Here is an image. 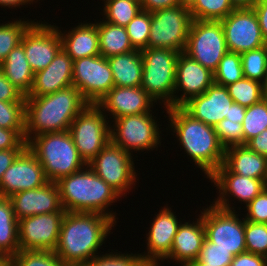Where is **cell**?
<instances>
[{
	"instance_id": "1",
	"label": "cell",
	"mask_w": 267,
	"mask_h": 266,
	"mask_svg": "<svg viewBox=\"0 0 267 266\" xmlns=\"http://www.w3.org/2000/svg\"><path fill=\"white\" fill-rule=\"evenodd\" d=\"M115 224L104 214L66 212L54 252L67 266H83L99 255Z\"/></svg>"
},
{
	"instance_id": "2",
	"label": "cell",
	"mask_w": 267,
	"mask_h": 266,
	"mask_svg": "<svg viewBox=\"0 0 267 266\" xmlns=\"http://www.w3.org/2000/svg\"><path fill=\"white\" fill-rule=\"evenodd\" d=\"M88 104L74 85L41 97H26V142L43 133L68 131Z\"/></svg>"
},
{
	"instance_id": "3",
	"label": "cell",
	"mask_w": 267,
	"mask_h": 266,
	"mask_svg": "<svg viewBox=\"0 0 267 266\" xmlns=\"http://www.w3.org/2000/svg\"><path fill=\"white\" fill-rule=\"evenodd\" d=\"M166 113L169 130L176 134L187 156L209 178L223 164L225 155L215 128L193 118L182 107L167 108Z\"/></svg>"
},
{
	"instance_id": "4",
	"label": "cell",
	"mask_w": 267,
	"mask_h": 266,
	"mask_svg": "<svg viewBox=\"0 0 267 266\" xmlns=\"http://www.w3.org/2000/svg\"><path fill=\"white\" fill-rule=\"evenodd\" d=\"M56 183L62 208L66 212L104 214L117 222L116 211L113 213L108 207L122 196L88 165Z\"/></svg>"
},
{
	"instance_id": "5",
	"label": "cell",
	"mask_w": 267,
	"mask_h": 266,
	"mask_svg": "<svg viewBox=\"0 0 267 266\" xmlns=\"http://www.w3.org/2000/svg\"><path fill=\"white\" fill-rule=\"evenodd\" d=\"M27 147L37 157L50 182H57L87 165L74 145L69 131L37 135L27 143Z\"/></svg>"
},
{
	"instance_id": "6",
	"label": "cell",
	"mask_w": 267,
	"mask_h": 266,
	"mask_svg": "<svg viewBox=\"0 0 267 266\" xmlns=\"http://www.w3.org/2000/svg\"><path fill=\"white\" fill-rule=\"evenodd\" d=\"M141 54V87L156 104L163 103L164 110L174 107L176 64L180 52L166 48H146L141 50Z\"/></svg>"
},
{
	"instance_id": "7",
	"label": "cell",
	"mask_w": 267,
	"mask_h": 266,
	"mask_svg": "<svg viewBox=\"0 0 267 266\" xmlns=\"http://www.w3.org/2000/svg\"><path fill=\"white\" fill-rule=\"evenodd\" d=\"M109 122L97 104H88L72 121L68 131L86 164L110 142Z\"/></svg>"
},
{
	"instance_id": "8",
	"label": "cell",
	"mask_w": 267,
	"mask_h": 266,
	"mask_svg": "<svg viewBox=\"0 0 267 266\" xmlns=\"http://www.w3.org/2000/svg\"><path fill=\"white\" fill-rule=\"evenodd\" d=\"M152 112L129 115L112 120L110 125V141L121 147L130 155L134 150L149 151L161 145L159 125ZM160 143V144H159Z\"/></svg>"
},
{
	"instance_id": "9",
	"label": "cell",
	"mask_w": 267,
	"mask_h": 266,
	"mask_svg": "<svg viewBox=\"0 0 267 266\" xmlns=\"http://www.w3.org/2000/svg\"><path fill=\"white\" fill-rule=\"evenodd\" d=\"M192 21L189 8L181 5L151 12L147 48H166L184 52Z\"/></svg>"
},
{
	"instance_id": "10",
	"label": "cell",
	"mask_w": 267,
	"mask_h": 266,
	"mask_svg": "<svg viewBox=\"0 0 267 266\" xmlns=\"http://www.w3.org/2000/svg\"><path fill=\"white\" fill-rule=\"evenodd\" d=\"M184 52L214 73L228 52L221 22L193 20Z\"/></svg>"
},
{
	"instance_id": "11",
	"label": "cell",
	"mask_w": 267,
	"mask_h": 266,
	"mask_svg": "<svg viewBox=\"0 0 267 266\" xmlns=\"http://www.w3.org/2000/svg\"><path fill=\"white\" fill-rule=\"evenodd\" d=\"M202 210L205 237L210 242L234 256L246 252L245 219H239L236 210H225L213 203Z\"/></svg>"
},
{
	"instance_id": "12",
	"label": "cell",
	"mask_w": 267,
	"mask_h": 266,
	"mask_svg": "<svg viewBox=\"0 0 267 266\" xmlns=\"http://www.w3.org/2000/svg\"><path fill=\"white\" fill-rule=\"evenodd\" d=\"M133 159L110 141L87 165L123 197L138 180Z\"/></svg>"
},
{
	"instance_id": "13",
	"label": "cell",
	"mask_w": 267,
	"mask_h": 266,
	"mask_svg": "<svg viewBox=\"0 0 267 266\" xmlns=\"http://www.w3.org/2000/svg\"><path fill=\"white\" fill-rule=\"evenodd\" d=\"M72 84L89 104L99 101L114 87L113 73L102 55L73 61Z\"/></svg>"
},
{
	"instance_id": "14",
	"label": "cell",
	"mask_w": 267,
	"mask_h": 266,
	"mask_svg": "<svg viewBox=\"0 0 267 266\" xmlns=\"http://www.w3.org/2000/svg\"><path fill=\"white\" fill-rule=\"evenodd\" d=\"M220 22L229 52L241 54L267 44L253 8L234 9Z\"/></svg>"
},
{
	"instance_id": "15",
	"label": "cell",
	"mask_w": 267,
	"mask_h": 266,
	"mask_svg": "<svg viewBox=\"0 0 267 266\" xmlns=\"http://www.w3.org/2000/svg\"><path fill=\"white\" fill-rule=\"evenodd\" d=\"M66 211L33 215L18 220L20 250L55 251Z\"/></svg>"
},
{
	"instance_id": "16",
	"label": "cell",
	"mask_w": 267,
	"mask_h": 266,
	"mask_svg": "<svg viewBox=\"0 0 267 266\" xmlns=\"http://www.w3.org/2000/svg\"><path fill=\"white\" fill-rule=\"evenodd\" d=\"M21 43L27 62L34 73L45 69L62 49L59 31L54 26L40 21L33 22L24 32Z\"/></svg>"
},
{
	"instance_id": "17",
	"label": "cell",
	"mask_w": 267,
	"mask_h": 266,
	"mask_svg": "<svg viewBox=\"0 0 267 266\" xmlns=\"http://www.w3.org/2000/svg\"><path fill=\"white\" fill-rule=\"evenodd\" d=\"M208 179L211 180V183H214L217 190L219 189V196L212 203L229 211L235 209L229 203L230 197L233 196L234 200L236 198L247 206L267 187L263 180L232 173L223 164Z\"/></svg>"
},
{
	"instance_id": "18",
	"label": "cell",
	"mask_w": 267,
	"mask_h": 266,
	"mask_svg": "<svg viewBox=\"0 0 267 266\" xmlns=\"http://www.w3.org/2000/svg\"><path fill=\"white\" fill-rule=\"evenodd\" d=\"M48 182L37 157L26 147L4 172L0 182V196L9 197L20 191L42 187Z\"/></svg>"
},
{
	"instance_id": "19",
	"label": "cell",
	"mask_w": 267,
	"mask_h": 266,
	"mask_svg": "<svg viewBox=\"0 0 267 266\" xmlns=\"http://www.w3.org/2000/svg\"><path fill=\"white\" fill-rule=\"evenodd\" d=\"M165 206L153 218L150 231L146 235L147 252L144 251L143 254H140L148 266H160V260L163 263L169 256L174 236L182 222L178 220L171 207Z\"/></svg>"
},
{
	"instance_id": "20",
	"label": "cell",
	"mask_w": 267,
	"mask_h": 266,
	"mask_svg": "<svg viewBox=\"0 0 267 266\" xmlns=\"http://www.w3.org/2000/svg\"><path fill=\"white\" fill-rule=\"evenodd\" d=\"M213 83V72L185 52H180L176 64L174 107H181L191 98L203 94ZM179 91L183 93L180 96L176 94Z\"/></svg>"
},
{
	"instance_id": "21",
	"label": "cell",
	"mask_w": 267,
	"mask_h": 266,
	"mask_svg": "<svg viewBox=\"0 0 267 266\" xmlns=\"http://www.w3.org/2000/svg\"><path fill=\"white\" fill-rule=\"evenodd\" d=\"M156 102L140 87L114 86L97 104L113 120L123 116L152 112ZM106 111V112H105Z\"/></svg>"
},
{
	"instance_id": "22",
	"label": "cell",
	"mask_w": 267,
	"mask_h": 266,
	"mask_svg": "<svg viewBox=\"0 0 267 266\" xmlns=\"http://www.w3.org/2000/svg\"><path fill=\"white\" fill-rule=\"evenodd\" d=\"M15 217L21 220L33 215L59 212L62 209L56 182L20 191L9 196Z\"/></svg>"
},
{
	"instance_id": "23",
	"label": "cell",
	"mask_w": 267,
	"mask_h": 266,
	"mask_svg": "<svg viewBox=\"0 0 267 266\" xmlns=\"http://www.w3.org/2000/svg\"><path fill=\"white\" fill-rule=\"evenodd\" d=\"M233 102L225 86L213 83L203 94L191 98L181 107L193 118L214 127L228 116Z\"/></svg>"
},
{
	"instance_id": "24",
	"label": "cell",
	"mask_w": 267,
	"mask_h": 266,
	"mask_svg": "<svg viewBox=\"0 0 267 266\" xmlns=\"http://www.w3.org/2000/svg\"><path fill=\"white\" fill-rule=\"evenodd\" d=\"M72 70L73 59L62 48L47 68L34 73L33 84L26 97H41L73 85Z\"/></svg>"
},
{
	"instance_id": "25",
	"label": "cell",
	"mask_w": 267,
	"mask_h": 266,
	"mask_svg": "<svg viewBox=\"0 0 267 266\" xmlns=\"http://www.w3.org/2000/svg\"><path fill=\"white\" fill-rule=\"evenodd\" d=\"M197 220L181 222L174 236L169 256L165 260H174L181 266L186 262L196 260L205 240L203 211ZM179 262V263H178Z\"/></svg>"
},
{
	"instance_id": "26",
	"label": "cell",
	"mask_w": 267,
	"mask_h": 266,
	"mask_svg": "<svg viewBox=\"0 0 267 266\" xmlns=\"http://www.w3.org/2000/svg\"><path fill=\"white\" fill-rule=\"evenodd\" d=\"M61 36L63 50L74 60L100 55L99 34L95 23H79L68 32L56 26Z\"/></svg>"
},
{
	"instance_id": "27",
	"label": "cell",
	"mask_w": 267,
	"mask_h": 266,
	"mask_svg": "<svg viewBox=\"0 0 267 266\" xmlns=\"http://www.w3.org/2000/svg\"><path fill=\"white\" fill-rule=\"evenodd\" d=\"M223 165L232 173L261 179L267 184V157L252 151L247 145L226 148Z\"/></svg>"
},
{
	"instance_id": "28",
	"label": "cell",
	"mask_w": 267,
	"mask_h": 266,
	"mask_svg": "<svg viewBox=\"0 0 267 266\" xmlns=\"http://www.w3.org/2000/svg\"><path fill=\"white\" fill-rule=\"evenodd\" d=\"M113 73L114 86L140 87L142 82L143 60L140 50L107 58Z\"/></svg>"
},
{
	"instance_id": "29",
	"label": "cell",
	"mask_w": 267,
	"mask_h": 266,
	"mask_svg": "<svg viewBox=\"0 0 267 266\" xmlns=\"http://www.w3.org/2000/svg\"><path fill=\"white\" fill-rule=\"evenodd\" d=\"M5 77L26 97L34 78L22 43L18 44L0 64Z\"/></svg>"
},
{
	"instance_id": "30",
	"label": "cell",
	"mask_w": 267,
	"mask_h": 266,
	"mask_svg": "<svg viewBox=\"0 0 267 266\" xmlns=\"http://www.w3.org/2000/svg\"><path fill=\"white\" fill-rule=\"evenodd\" d=\"M99 34L100 55L105 58L135 50L131 45L126 27L108 23L104 20L96 22Z\"/></svg>"
},
{
	"instance_id": "31",
	"label": "cell",
	"mask_w": 267,
	"mask_h": 266,
	"mask_svg": "<svg viewBox=\"0 0 267 266\" xmlns=\"http://www.w3.org/2000/svg\"><path fill=\"white\" fill-rule=\"evenodd\" d=\"M0 248L12 258L19 250L18 219L9 197L0 196Z\"/></svg>"
},
{
	"instance_id": "32",
	"label": "cell",
	"mask_w": 267,
	"mask_h": 266,
	"mask_svg": "<svg viewBox=\"0 0 267 266\" xmlns=\"http://www.w3.org/2000/svg\"><path fill=\"white\" fill-rule=\"evenodd\" d=\"M103 20L126 27L127 24L142 10L141 3L135 0H102Z\"/></svg>"
},
{
	"instance_id": "33",
	"label": "cell",
	"mask_w": 267,
	"mask_h": 266,
	"mask_svg": "<svg viewBox=\"0 0 267 266\" xmlns=\"http://www.w3.org/2000/svg\"><path fill=\"white\" fill-rule=\"evenodd\" d=\"M226 88L233 101L246 108L265 98L264 85L245 77Z\"/></svg>"
},
{
	"instance_id": "34",
	"label": "cell",
	"mask_w": 267,
	"mask_h": 266,
	"mask_svg": "<svg viewBox=\"0 0 267 266\" xmlns=\"http://www.w3.org/2000/svg\"><path fill=\"white\" fill-rule=\"evenodd\" d=\"M240 55L243 76L264 84L267 77V44Z\"/></svg>"
},
{
	"instance_id": "35",
	"label": "cell",
	"mask_w": 267,
	"mask_h": 266,
	"mask_svg": "<svg viewBox=\"0 0 267 266\" xmlns=\"http://www.w3.org/2000/svg\"><path fill=\"white\" fill-rule=\"evenodd\" d=\"M235 8L230 0H196L189 8L193 20L220 21Z\"/></svg>"
},
{
	"instance_id": "36",
	"label": "cell",
	"mask_w": 267,
	"mask_h": 266,
	"mask_svg": "<svg viewBox=\"0 0 267 266\" xmlns=\"http://www.w3.org/2000/svg\"><path fill=\"white\" fill-rule=\"evenodd\" d=\"M242 128L244 145L267 129V97L246 108Z\"/></svg>"
},
{
	"instance_id": "37",
	"label": "cell",
	"mask_w": 267,
	"mask_h": 266,
	"mask_svg": "<svg viewBox=\"0 0 267 266\" xmlns=\"http://www.w3.org/2000/svg\"><path fill=\"white\" fill-rule=\"evenodd\" d=\"M17 19L0 24V64L7 58L14 47L21 43L22 36L34 20Z\"/></svg>"
},
{
	"instance_id": "38",
	"label": "cell",
	"mask_w": 267,
	"mask_h": 266,
	"mask_svg": "<svg viewBox=\"0 0 267 266\" xmlns=\"http://www.w3.org/2000/svg\"><path fill=\"white\" fill-rule=\"evenodd\" d=\"M214 74V83L220 86H228L241 80L243 76L241 55L235 52H227L220 60Z\"/></svg>"
},
{
	"instance_id": "39",
	"label": "cell",
	"mask_w": 267,
	"mask_h": 266,
	"mask_svg": "<svg viewBox=\"0 0 267 266\" xmlns=\"http://www.w3.org/2000/svg\"><path fill=\"white\" fill-rule=\"evenodd\" d=\"M11 266H67L54 251L19 250L11 258Z\"/></svg>"
},
{
	"instance_id": "40",
	"label": "cell",
	"mask_w": 267,
	"mask_h": 266,
	"mask_svg": "<svg viewBox=\"0 0 267 266\" xmlns=\"http://www.w3.org/2000/svg\"><path fill=\"white\" fill-rule=\"evenodd\" d=\"M151 12L141 10L126 26L131 45L136 50L147 48L150 36Z\"/></svg>"
},
{
	"instance_id": "41",
	"label": "cell",
	"mask_w": 267,
	"mask_h": 266,
	"mask_svg": "<svg viewBox=\"0 0 267 266\" xmlns=\"http://www.w3.org/2000/svg\"><path fill=\"white\" fill-rule=\"evenodd\" d=\"M246 251L267 258V224L245 220Z\"/></svg>"
},
{
	"instance_id": "42",
	"label": "cell",
	"mask_w": 267,
	"mask_h": 266,
	"mask_svg": "<svg viewBox=\"0 0 267 266\" xmlns=\"http://www.w3.org/2000/svg\"><path fill=\"white\" fill-rule=\"evenodd\" d=\"M0 127L4 129H25V102L0 100Z\"/></svg>"
},
{
	"instance_id": "43",
	"label": "cell",
	"mask_w": 267,
	"mask_h": 266,
	"mask_svg": "<svg viewBox=\"0 0 267 266\" xmlns=\"http://www.w3.org/2000/svg\"><path fill=\"white\" fill-rule=\"evenodd\" d=\"M109 252L97 255L83 266H148L140 253Z\"/></svg>"
},
{
	"instance_id": "44",
	"label": "cell",
	"mask_w": 267,
	"mask_h": 266,
	"mask_svg": "<svg viewBox=\"0 0 267 266\" xmlns=\"http://www.w3.org/2000/svg\"><path fill=\"white\" fill-rule=\"evenodd\" d=\"M234 255L231 251L216 247L206 237L196 260L213 266H230Z\"/></svg>"
},
{
	"instance_id": "45",
	"label": "cell",
	"mask_w": 267,
	"mask_h": 266,
	"mask_svg": "<svg viewBox=\"0 0 267 266\" xmlns=\"http://www.w3.org/2000/svg\"><path fill=\"white\" fill-rule=\"evenodd\" d=\"M221 145L226 149L231 146L244 145L242 124L223 119L214 126Z\"/></svg>"
},
{
	"instance_id": "46",
	"label": "cell",
	"mask_w": 267,
	"mask_h": 266,
	"mask_svg": "<svg viewBox=\"0 0 267 266\" xmlns=\"http://www.w3.org/2000/svg\"><path fill=\"white\" fill-rule=\"evenodd\" d=\"M245 220L267 224V187L257 195L247 206Z\"/></svg>"
},
{
	"instance_id": "47",
	"label": "cell",
	"mask_w": 267,
	"mask_h": 266,
	"mask_svg": "<svg viewBox=\"0 0 267 266\" xmlns=\"http://www.w3.org/2000/svg\"><path fill=\"white\" fill-rule=\"evenodd\" d=\"M25 129H4L0 127V150L25 149Z\"/></svg>"
},
{
	"instance_id": "48",
	"label": "cell",
	"mask_w": 267,
	"mask_h": 266,
	"mask_svg": "<svg viewBox=\"0 0 267 266\" xmlns=\"http://www.w3.org/2000/svg\"><path fill=\"white\" fill-rule=\"evenodd\" d=\"M0 100L5 102H25L26 97L5 77L0 68Z\"/></svg>"
},
{
	"instance_id": "49",
	"label": "cell",
	"mask_w": 267,
	"mask_h": 266,
	"mask_svg": "<svg viewBox=\"0 0 267 266\" xmlns=\"http://www.w3.org/2000/svg\"><path fill=\"white\" fill-rule=\"evenodd\" d=\"M230 266H267V258L246 251L234 256Z\"/></svg>"
},
{
	"instance_id": "50",
	"label": "cell",
	"mask_w": 267,
	"mask_h": 266,
	"mask_svg": "<svg viewBox=\"0 0 267 266\" xmlns=\"http://www.w3.org/2000/svg\"><path fill=\"white\" fill-rule=\"evenodd\" d=\"M24 149H6L0 150V182L4 172L16 160Z\"/></svg>"
},
{
	"instance_id": "51",
	"label": "cell",
	"mask_w": 267,
	"mask_h": 266,
	"mask_svg": "<svg viewBox=\"0 0 267 266\" xmlns=\"http://www.w3.org/2000/svg\"><path fill=\"white\" fill-rule=\"evenodd\" d=\"M140 3L142 10L147 12H154L179 5L178 0H142Z\"/></svg>"
},
{
	"instance_id": "52",
	"label": "cell",
	"mask_w": 267,
	"mask_h": 266,
	"mask_svg": "<svg viewBox=\"0 0 267 266\" xmlns=\"http://www.w3.org/2000/svg\"><path fill=\"white\" fill-rule=\"evenodd\" d=\"M246 145L254 152L267 157V129L251 138Z\"/></svg>"
},
{
	"instance_id": "53",
	"label": "cell",
	"mask_w": 267,
	"mask_h": 266,
	"mask_svg": "<svg viewBox=\"0 0 267 266\" xmlns=\"http://www.w3.org/2000/svg\"><path fill=\"white\" fill-rule=\"evenodd\" d=\"M253 9L257 15L262 35L267 43V0H259Z\"/></svg>"
},
{
	"instance_id": "54",
	"label": "cell",
	"mask_w": 267,
	"mask_h": 266,
	"mask_svg": "<svg viewBox=\"0 0 267 266\" xmlns=\"http://www.w3.org/2000/svg\"><path fill=\"white\" fill-rule=\"evenodd\" d=\"M246 113V107L239 105L236 102L230 106V112L225 118L229 121H237L239 124L243 123V119Z\"/></svg>"
},
{
	"instance_id": "55",
	"label": "cell",
	"mask_w": 267,
	"mask_h": 266,
	"mask_svg": "<svg viewBox=\"0 0 267 266\" xmlns=\"http://www.w3.org/2000/svg\"><path fill=\"white\" fill-rule=\"evenodd\" d=\"M34 0H0V6H1V8L2 7H4V8H15L16 9V7L18 8H21L20 7V5H28V3L29 4H33L34 2L36 3V2H38V0H36V1H34Z\"/></svg>"
},
{
	"instance_id": "56",
	"label": "cell",
	"mask_w": 267,
	"mask_h": 266,
	"mask_svg": "<svg viewBox=\"0 0 267 266\" xmlns=\"http://www.w3.org/2000/svg\"><path fill=\"white\" fill-rule=\"evenodd\" d=\"M259 0H230L235 9L253 8Z\"/></svg>"
},
{
	"instance_id": "57",
	"label": "cell",
	"mask_w": 267,
	"mask_h": 266,
	"mask_svg": "<svg viewBox=\"0 0 267 266\" xmlns=\"http://www.w3.org/2000/svg\"><path fill=\"white\" fill-rule=\"evenodd\" d=\"M182 266H213V265L201 263L199 260H193V261L186 262Z\"/></svg>"
},
{
	"instance_id": "58",
	"label": "cell",
	"mask_w": 267,
	"mask_h": 266,
	"mask_svg": "<svg viewBox=\"0 0 267 266\" xmlns=\"http://www.w3.org/2000/svg\"><path fill=\"white\" fill-rule=\"evenodd\" d=\"M179 5L190 8L196 0H178Z\"/></svg>"
},
{
	"instance_id": "59",
	"label": "cell",
	"mask_w": 267,
	"mask_h": 266,
	"mask_svg": "<svg viewBox=\"0 0 267 266\" xmlns=\"http://www.w3.org/2000/svg\"><path fill=\"white\" fill-rule=\"evenodd\" d=\"M0 266H11V258H0Z\"/></svg>"
},
{
	"instance_id": "60",
	"label": "cell",
	"mask_w": 267,
	"mask_h": 266,
	"mask_svg": "<svg viewBox=\"0 0 267 266\" xmlns=\"http://www.w3.org/2000/svg\"><path fill=\"white\" fill-rule=\"evenodd\" d=\"M0 258H10V257L0 248Z\"/></svg>"
},
{
	"instance_id": "61",
	"label": "cell",
	"mask_w": 267,
	"mask_h": 266,
	"mask_svg": "<svg viewBox=\"0 0 267 266\" xmlns=\"http://www.w3.org/2000/svg\"><path fill=\"white\" fill-rule=\"evenodd\" d=\"M263 85H264L265 97H267V77H266V81H265V83Z\"/></svg>"
}]
</instances>
